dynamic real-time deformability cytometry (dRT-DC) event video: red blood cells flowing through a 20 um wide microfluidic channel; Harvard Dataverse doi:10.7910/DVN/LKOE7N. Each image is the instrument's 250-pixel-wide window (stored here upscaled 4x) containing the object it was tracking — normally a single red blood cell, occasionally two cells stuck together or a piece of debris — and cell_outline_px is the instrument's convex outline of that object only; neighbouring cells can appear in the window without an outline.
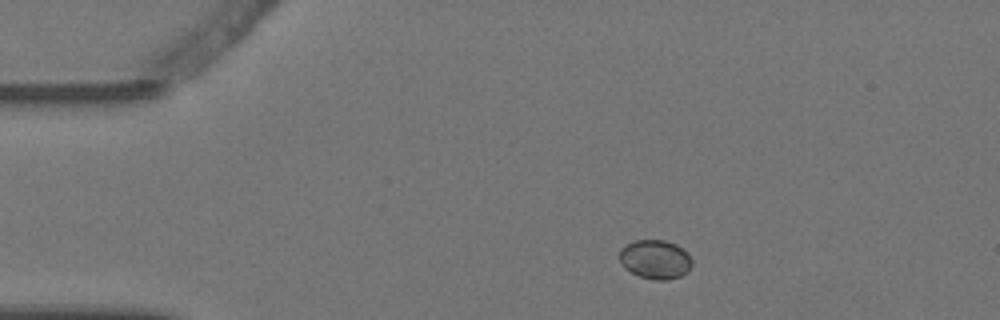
{"species": "Egyptian fruit bat (a non-hibernating species)", "species_latin": "Rousettus aegyptiacus", "temperature_condition": "warm", "stored_images_in_passage": 6, "camera_frame_rate_fps": 3000, "um_per_image_px": 0.085, "animal": {"sex": "female"}, "frame": {"image": 1, "passage_image": 2, "time_ms": 0.333, "image_size_px": [1000, 320], "cell_outline_px": [[692, 264], [688, 272], [680, 276], [668, 280], [652, 280], [640, 276], [624, 268], [620, 260], [620, 248], [636, 240], [664, 240], [676, 244], [688, 252], [692, 260]], "centroid_in_image_um": [55.72, 22.05], "position_along_channel_um": 29.3, "area_um2": 16.59}}
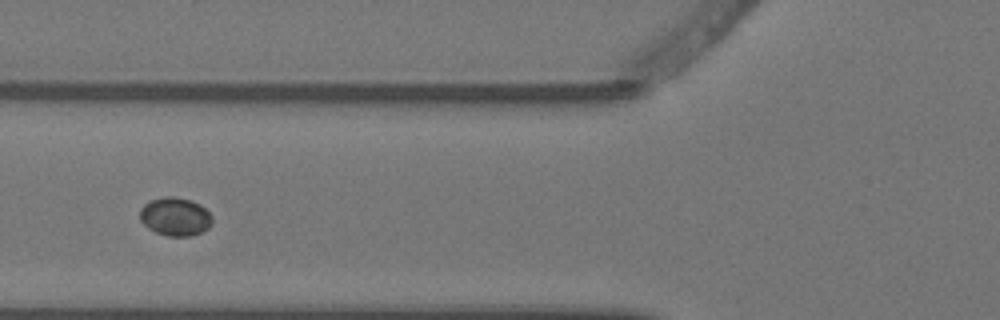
{"frame": {"image": 2, "passage_image": 5, "time_ms": 1.333, "image_size_px": [1000, 320], "cell_outline_px": [[212, 224], [208, 228], [192, 236], [168, 236], [156, 232], [148, 228], [140, 220], [140, 208], [148, 200], [164, 196], [172, 196], [192, 200], [200, 204], [212, 216]], "centroid_in_image_um": [14.88, 18.4], "position_along_channel_um": 110.9, "area_um2": 16.3}}
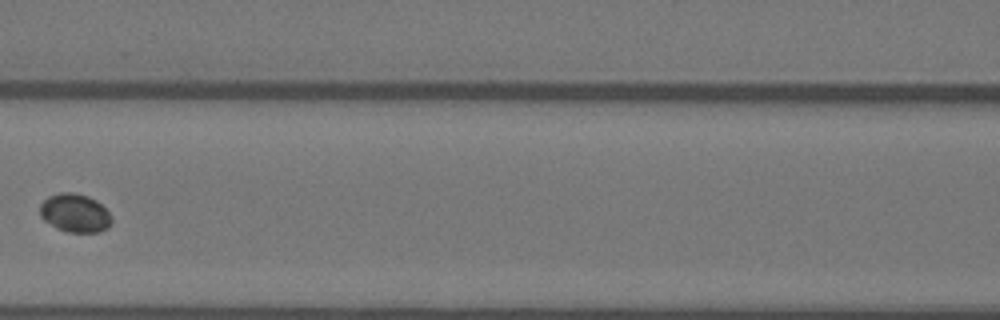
{"frame": {"image": 3, "passage_image": 6, "time_ms": 1.667, "image_size_px": [1000, 320], "cell_outline_px": [[112, 220], [108, 228], [100, 232], [68, 232], [56, 228], [44, 220], [40, 216], [40, 204], [48, 196], [60, 192], [72, 192], [88, 196], [96, 200], [112, 216]], "centroid_in_image_um": [6.36, 18.11], "position_along_channel_um": 160.2, "area_um2": 16.13}}